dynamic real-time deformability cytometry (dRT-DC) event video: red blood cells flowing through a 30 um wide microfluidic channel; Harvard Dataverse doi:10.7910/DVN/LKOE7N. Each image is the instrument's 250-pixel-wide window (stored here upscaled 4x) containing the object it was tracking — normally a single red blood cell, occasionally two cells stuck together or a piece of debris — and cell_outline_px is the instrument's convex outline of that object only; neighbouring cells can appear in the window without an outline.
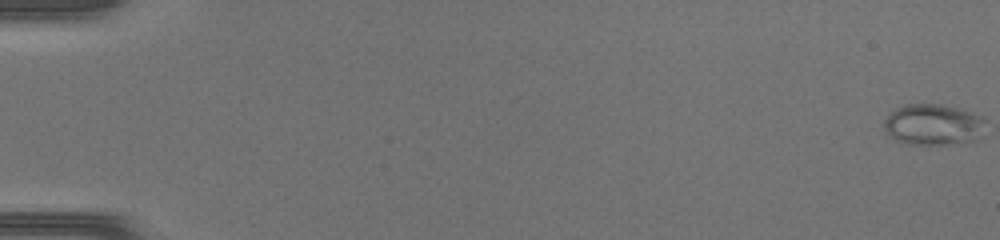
{"species": "common noctule bat (a hibernating species)", "species_latin": "Nyctalus noctula", "temperature_condition": "warm", "stored_images_in_passage": 49, "camera_frame_rate_fps": 3000, "um_per_image_px": 0.085, "animal": {"sex": "female", "body_mass_g": 17.0, "forearm_length_mm": 48.0}, "frame": {"image": 1, "passage_image": 1, "time_ms": 0.0, "image_size_px": [1000, 240], "cell_outline_px": [[984, 120], [972, 140], [940, 144], [908, 144], [896, 140], [884, 128], [884, 120], [896, 108], [904, 104], [940, 104], [972, 112], [980, 116]], "centroid_in_image_um": [79.21, 10.56], "position_along_channel_um": 5.8, "area_um2": 23.29}}
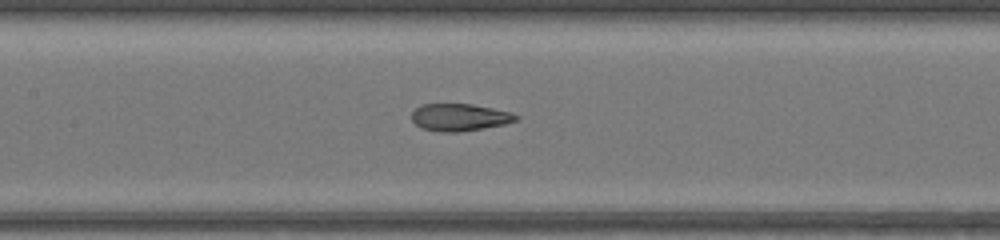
{"frame": {"image": 2, "passage_image": 25, "time_ms": 8.0, "image_size_px": [1000, 240], "cell_outline_px": [[520, 116], [516, 120], [504, 124], [484, 128], [460, 132], [440, 132], [420, 128], [412, 120], [412, 112], [420, 104], [472, 104], [492, 108], [508, 112]], "centroid_in_image_um": [39.03, 9.97], "position_along_channel_um": 168.4, "area_um2": 16.53}}
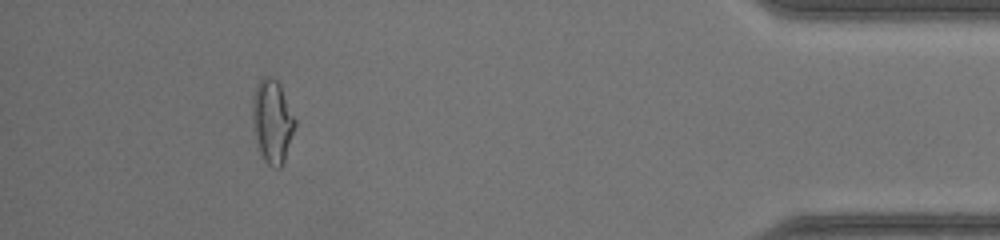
{"frame": {"image": 3, "passage_image": 45, "time_ms": 14.667, "image_size_px": [1000, 240], "cell_outline_px": [[296, 124], [284, 164], [280, 168], [272, 168], [264, 160], [260, 152], [252, 120], [252, 96], [256, 84], [264, 76], [268, 76], [276, 80], [280, 84], [296, 120]], "centroid_in_image_um": [23.15, 10.32], "position_along_channel_um": 412.0, "area_um2": 20.75}}